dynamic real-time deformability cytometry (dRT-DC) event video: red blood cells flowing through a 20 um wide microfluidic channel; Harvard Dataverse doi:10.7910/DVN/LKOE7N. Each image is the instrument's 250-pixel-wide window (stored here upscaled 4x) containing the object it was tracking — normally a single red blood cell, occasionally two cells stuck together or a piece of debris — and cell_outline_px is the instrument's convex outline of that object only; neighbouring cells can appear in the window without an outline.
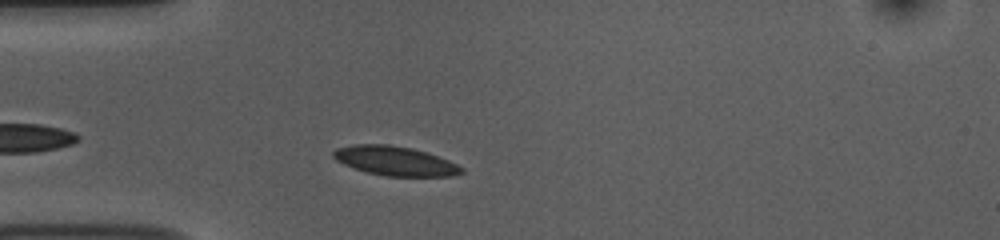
{"species": "common noctule bat (a hibernating species)", "species_latin": "Nyctalus noctula", "temperature_condition": "room temperature", "stored_images_in_passage": 29, "camera_frame_rate_fps": 3000, "um_per_image_px": 0.085, "animal": {"sex": "female", "body_mass_g": 10.0, "forearm_length_mm": 53.1}, "frame": {"image": 1, "passage_image": 1, "time_ms": 0.0, "image_size_px": [1000, 240], "cell_outline_px": [[464, 172], [452, 176], [384, 176], [368, 172], [344, 164], [336, 160], [332, 156], [332, 152], [336, 148], [356, 144], [388, 144], [412, 148], [448, 160], [464, 168]], "centroid_in_image_um": [33.57, 13.68], "position_along_channel_um": 51.4, "area_um2": 21.68}}
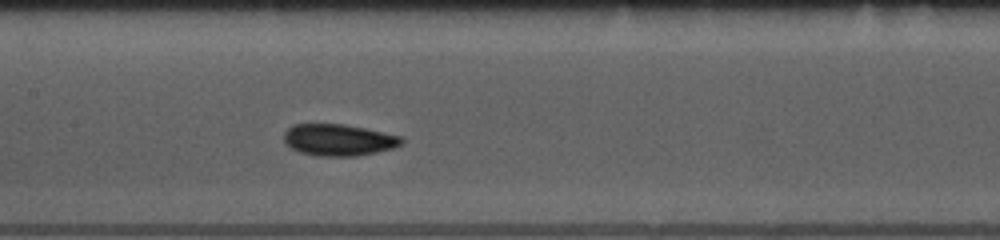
{"frame": {"image": 2, "passage_image": 12, "time_ms": 3.667, "image_size_px": [1000, 240], "cell_outline_px": [[404, 140], [400, 144], [392, 148], [376, 152], [356, 156], [312, 156], [300, 152], [292, 148], [284, 140], [284, 132], [292, 124], [344, 124], [364, 128], [400, 136]], "centroid_in_image_um": [28.74, 11.89], "position_along_channel_um": 178.7, "area_um2": 21.56}}
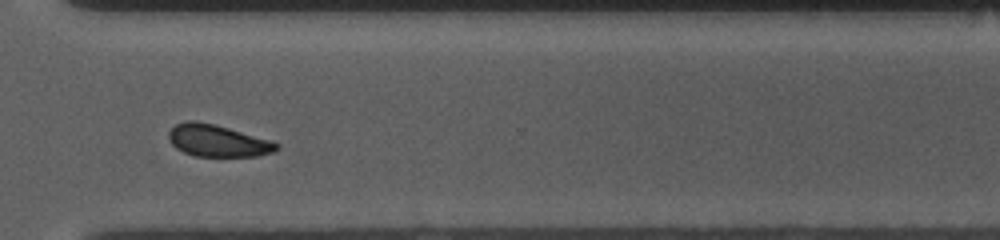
{"frame": {"image": 3, "passage_image": 26, "time_ms": 8.333, "image_size_px": [1000, 240], "cell_outline_px": [[280, 148], [272, 152], [256, 156], [196, 156], [184, 152], [176, 148], [172, 144], [168, 136], [168, 132], [176, 124], [188, 120], [196, 120], [228, 128], [272, 140], [280, 144]], "centroid_in_image_um": [18.51, 11.96], "position_along_channel_um": 352.1, "area_um2": 20.0}, "authors_computed_cell_mechanics": {"area_um2": 21.5594, "velocity_mm_per_s": 3.7203, "shape_relaxation_time_tau1_ms": 2.3601, "shape_relaxation_time_tau2_ms": null, "deformation_change_tau1": 0.071, "deformation_change_tau2": null}}